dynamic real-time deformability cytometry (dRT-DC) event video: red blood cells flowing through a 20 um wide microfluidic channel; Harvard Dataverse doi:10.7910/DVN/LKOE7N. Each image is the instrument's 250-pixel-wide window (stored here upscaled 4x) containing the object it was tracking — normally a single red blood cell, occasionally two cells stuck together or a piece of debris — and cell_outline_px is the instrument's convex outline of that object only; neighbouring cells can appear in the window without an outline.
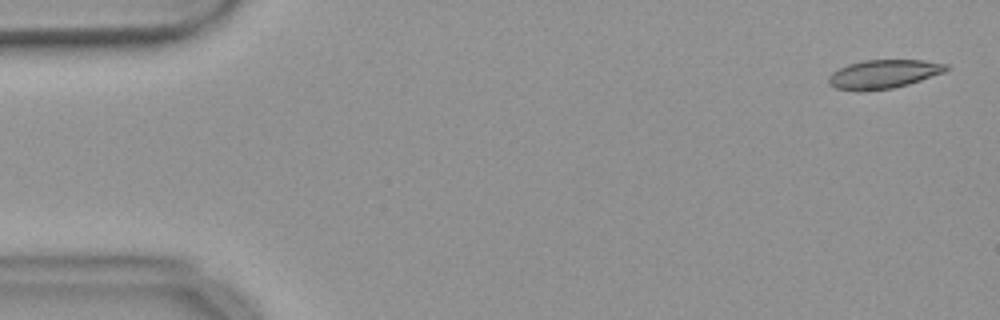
{"species": "common noctule bat (a hibernating species)", "species_latin": "Nyctalus noctula", "temperature_condition": "warm", "stored_images_in_passage": 55, "camera_frame_rate_fps": 3000, "um_per_image_px": 0.085, "animal": {"sex": "female", "body_mass_g": 18.4}, "frame": {"image": 1, "passage_image": 2, "time_ms": 0.333, "image_size_px": [1000, 320], "cell_outline_px": [[948, 68], [944, 72], [908, 84], [892, 88], [836, 88], [828, 84], [828, 76], [832, 72], [848, 64], [864, 60], [924, 60], [948, 64]], "centroid_in_image_um": [75.14, 6.25], "position_along_channel_um": 9.9, "area_um2": 18.9}}
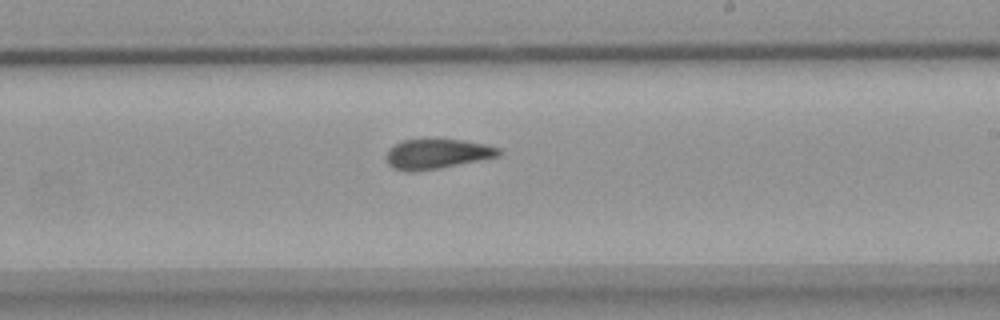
{"frame": {"image": 2, "passage_image": 32, "time_ms": 10.333, "image_size_px": [1000, 320], "cell_outline_px": [[500, 156], [440, 168], [412, 172], [404, 172], [392, 168], [388, 164], [388, 152], [396, 144], [404, 140], [464, 140], [484, 144], [500, 148]], "centroid_in_image_um": [37.17, 13.1], "position_along_channel_um": 251.8, "area_um2": 19.25}}
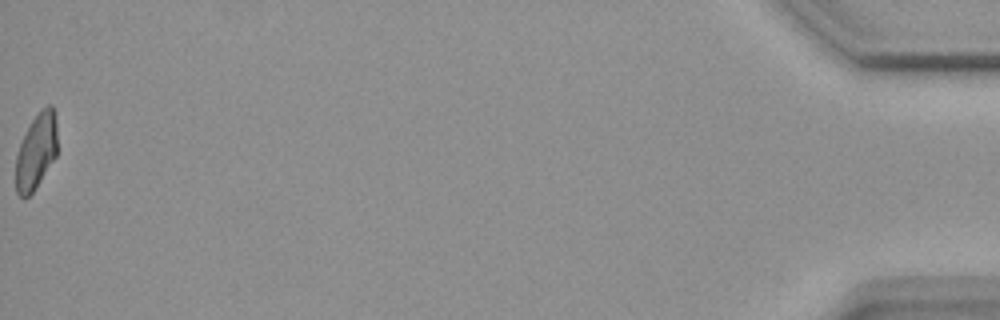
{"frame": {"image": 3, "passage_image": 55, "time_ms": 18.0, "image_size_px": [1000, 320], "cell_outline_px": [[56, 156], [32, 192], [24, 200], [16, 192], [16, 156], [20, 144], [32, 120], [40, 108], [48, 104], [52, 104], [56, 112]], "centroid_in_image_um": [3.08, 12.82], "position_along_channel_um": 432.1, "area_um2": 18.21}, "authors_computed_cell_mechanics": {"area_um2": 20.0566, "velocity_mm_per_s": 3.6907, "shape_relaxation_time_tau1_ms": 8.4891, "shape_relaxation_time_tau2_ms": 3.1852, "deformation_change_tau1": 0.2148, "deformation_change_tau2": 0.1033}}